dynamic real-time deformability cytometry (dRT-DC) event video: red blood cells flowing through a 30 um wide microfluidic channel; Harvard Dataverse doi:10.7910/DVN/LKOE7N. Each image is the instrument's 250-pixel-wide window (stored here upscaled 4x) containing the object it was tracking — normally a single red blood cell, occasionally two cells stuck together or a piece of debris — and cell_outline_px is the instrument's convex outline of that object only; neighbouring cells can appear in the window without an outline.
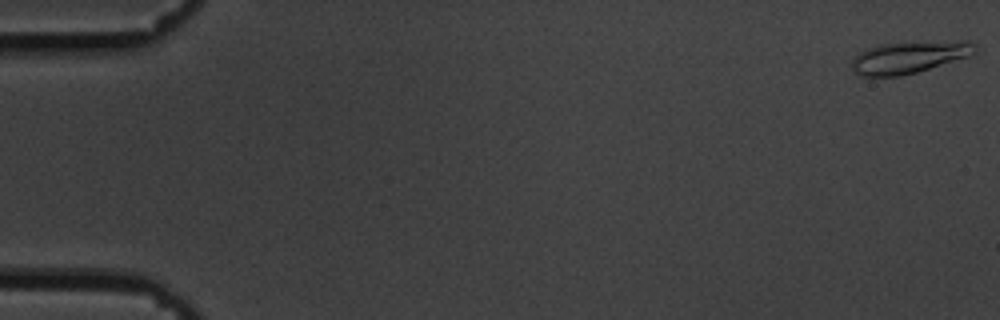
{"species": "common noctule bat (a hibernating species)", "species_latin": "Nyctalus noctula", "temperature_condition": "cold", "stored_images_in_passage": 19, "camera_frame_rate_fps": 3000, "um_per_image_px": 0.085, "animal": {"sex": "male", "body_mass_g": 19.5, "forearm_length_mm": 54.6}, "frame": {"image": 1, "passage_image": 1, "time_ms": 0.0, "image_size_px": [1000, 320], "cell_outline_px": [[976, 56], [916, 72], [900, 76], [860, 76], [852, 72], [852, 60], [864, 48], [880, 44], [956, 40], [968, 40], [976, 44]], "centroid_in_image_um": [77.36, 4.86], "position_along_channel_um": 7.6, "area_um2": 23.58}}